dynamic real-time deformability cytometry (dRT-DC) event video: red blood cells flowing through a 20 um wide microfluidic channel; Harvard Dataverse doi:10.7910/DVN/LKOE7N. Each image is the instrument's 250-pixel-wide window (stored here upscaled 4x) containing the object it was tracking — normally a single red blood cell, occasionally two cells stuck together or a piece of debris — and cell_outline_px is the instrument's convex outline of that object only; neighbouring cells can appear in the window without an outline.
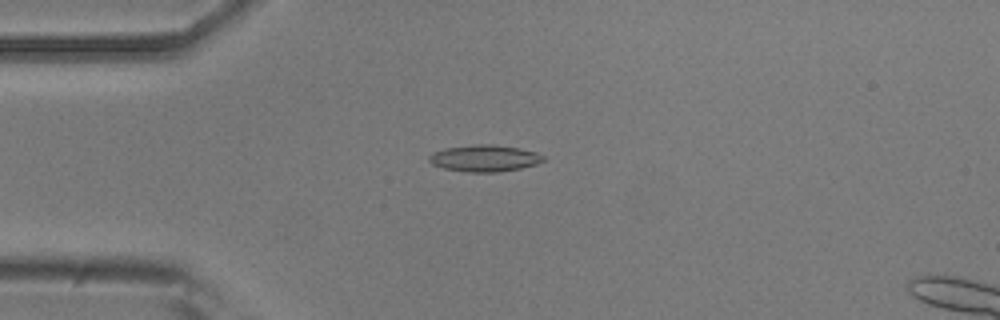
{"species": "common noctule bat (a hibernating species)", "species_latin": "Nyctalus noctula", "temperature_condition": "room temperature", "stored_images_in_passage": 53, "camera_frame_rate_fps": 3000, "um_per_image_px": 0.085, "animal": {"sex": "male", "body_mass_g": 20.5, "forearm_length_mm": 52.5}, "frame": {"image": 1, "passage_image": 13, "time_ms": 4.0, "image_size_px": [1000, 320], "cell_outline_px": [[544, 160], [536, 164], [520, 168], [496, 172], [468, 172], [444, 168], [432, 164], [428, 160], [428, 156], [432, 152], [444, 148], [472, 144], [492, 144], [520, 148], [536, 152], [544, 156]], "centroid_in_image_um": [41.15, 13.44], "position_along_channel_um": 43.8, "area_um2": 17.8}}
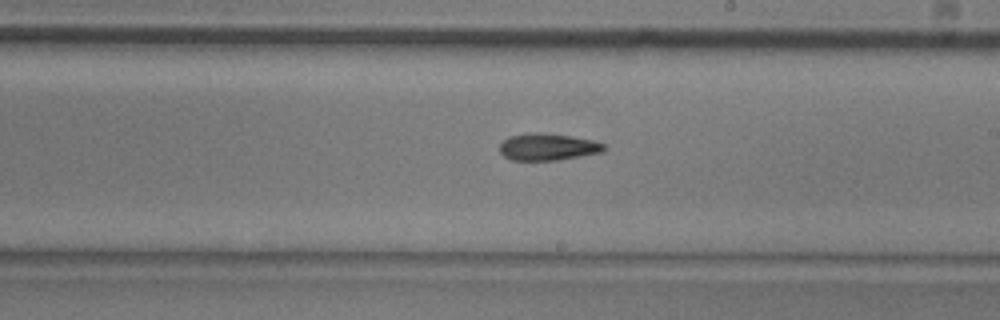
{"frame": {"image": 2, "passage_image": 30, "time_ms": 9.667, "image_size_px": [1000, 320], "cell_outline_px": [[608, 148], [604, 152], [556, 160], [512, 160], [504, 156], [500, 152], [500, 144], [508, 136], [528, 132], [540, 132], [572, 136], [592, 140], [604, 144]], "centroid_in_image_um": [46.57, 12.47], "position_along_channel_um": 242.4, "area_um2": 16.53}}
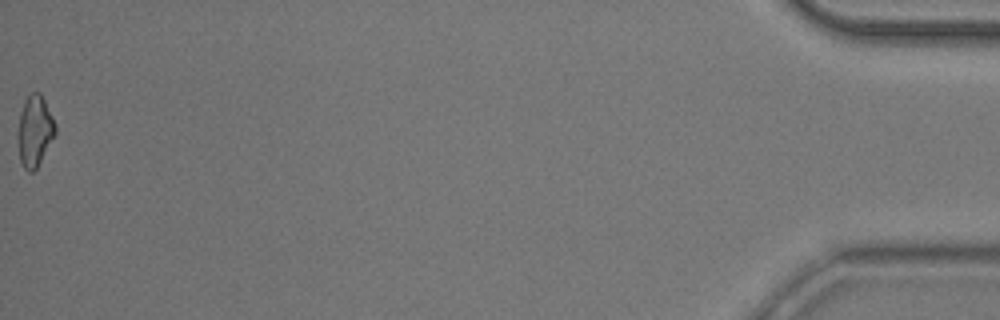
{"frame": {"image": 3, "passage_image": 53, "time_ms": 17.333, "image_size_px": [1000, 320], "cell_outline_px": [[56, 132], [36, 168], [32, 172], [28, 172], [24, 168], [20, 160], [16, 136], [20, 112], [24, 100], [32, 92], [40, 92], [56, 124]], "centroid_in_image_um": [2.92, 11.12], "position_along_channel_um": 432.3, "area_um2": 15.49}, "authors_computed_cell_mechanics": {"area_um2": 16.2418, "velocity_mm_per_s": 3.809, "shape_relaxation_time_tau1_ms": 6.2244, "shape_relaxation_time_tau2_ms": null, "deformation_change_tau1": 0.135, "deformation_change_tau2": null}}